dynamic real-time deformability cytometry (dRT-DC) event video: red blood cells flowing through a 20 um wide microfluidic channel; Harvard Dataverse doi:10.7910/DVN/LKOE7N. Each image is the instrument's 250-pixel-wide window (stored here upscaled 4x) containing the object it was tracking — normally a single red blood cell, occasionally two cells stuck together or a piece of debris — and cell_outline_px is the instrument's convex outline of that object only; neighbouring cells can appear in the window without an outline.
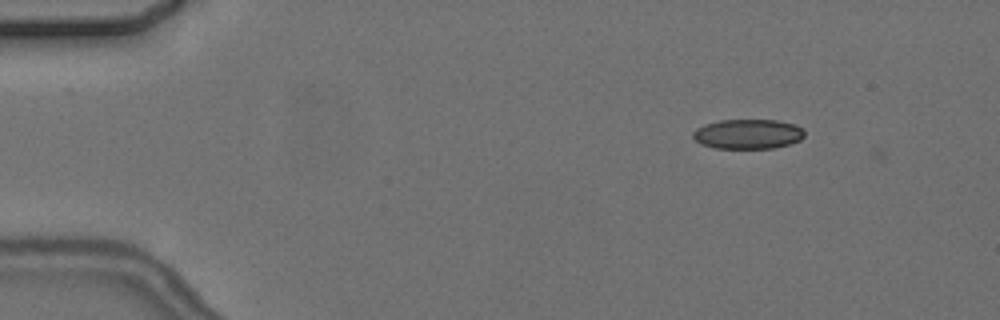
{"species": "common noctule bat (a hibernating species)", "species_latin": "Nyctalus noctula", "temperature_condition": "cold", "stored_images_in_passage": 4, "camera_frame_rate_fps": 3000, "um_per_image_px": 0.085, "animal": {"sex": "female", "body_mass_g": 24.6, "forearm_length_mm": 56.2}, "frame": {"image": 1, "passage_image": 2, "time_ms": 1.0, "image_size_px": [1000, 320], "cell_outline_px": [[804, 136], [800, 140], [776, 148], [716, 148], [700, 144], [692, 136], [692, 132], [696, 128], [704, 124], [720, 120], [776, 120], [796, 124], [804, 128]], "centroid_in_image_um": [63.58, 11.39], "position_along_channel_um": 21.4, "area_um2": 19.48}}